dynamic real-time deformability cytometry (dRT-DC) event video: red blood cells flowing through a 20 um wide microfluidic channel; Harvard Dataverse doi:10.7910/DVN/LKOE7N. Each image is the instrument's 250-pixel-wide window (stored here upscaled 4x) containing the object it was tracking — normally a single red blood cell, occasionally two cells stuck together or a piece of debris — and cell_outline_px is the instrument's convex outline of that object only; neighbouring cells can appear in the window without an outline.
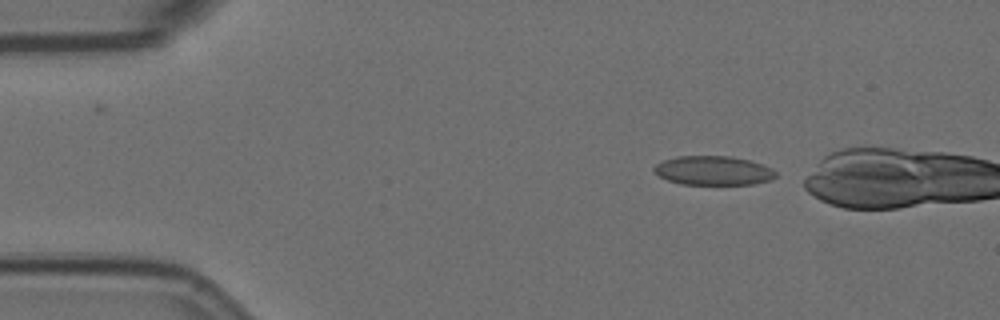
{"species": "Egyptian fruit bat (a non-hibernating species)", "species_latin": "Rousettus aegyptiacus", "temperature_condition": "room temperature", "stored_images_in_passage": 40, "camera_frame_rate_fps": 3000, "um_per_image_px": 0.085, "animal": {"sex": "female"}, "frame": {"image": 1, "passage_image": 1, "time_ms": 0.0, "image_size_px": [1000, 320], "cell_outline_px": [[776, 176], [772, 180], [756, 184], [680, 184], [668, 180], [660, 176], [652, 168], [656, 164], [664, 160], [676, 156], [732, 156], [748, 160], [772, 168], [776, 172]], "centroid_in_image_um": [60.65, 14.5], "position_along_channel_um": 24.4, "area_um2": 20.63}}
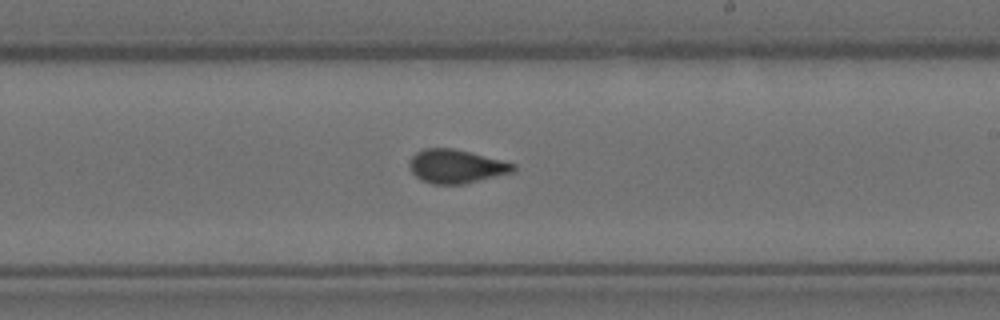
{"frame": {"image": 2, "passage_image": 26, "time_ms": 8.333, "image_size_px": [1000, 320], "cell_outline_px": [[516, 168], [512, 172], [464, 184], [432, 184], [420, 180], [408, 168], [408, 164], [412, 156], [416, 152], [424, 148], [452, 148], [516, 164]], "centroid_in_image_um": [38.72, 14.14], "position_along_channel_um": 250.3, "area_um2": 20.23}}
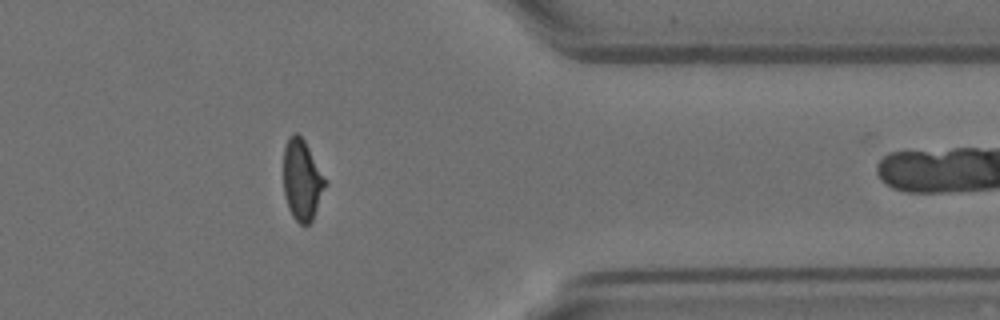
{"frame": {"image": 3, "passage_image": 39, "time_ms": 12.667, "image_size_px": [1000, 320], "cell_outline_px": [[328, 184], [312, 220], [308, 224], [300, 224], [292, 216], [288, 208], [284, 196], [284, 148], [288, 136], [292, 132], [296, 132], [304, 140]], "centroid_in_image_um": [25.67, 15.3], "position_along_channel_um": 385.7, "area_um2": 19.65}}